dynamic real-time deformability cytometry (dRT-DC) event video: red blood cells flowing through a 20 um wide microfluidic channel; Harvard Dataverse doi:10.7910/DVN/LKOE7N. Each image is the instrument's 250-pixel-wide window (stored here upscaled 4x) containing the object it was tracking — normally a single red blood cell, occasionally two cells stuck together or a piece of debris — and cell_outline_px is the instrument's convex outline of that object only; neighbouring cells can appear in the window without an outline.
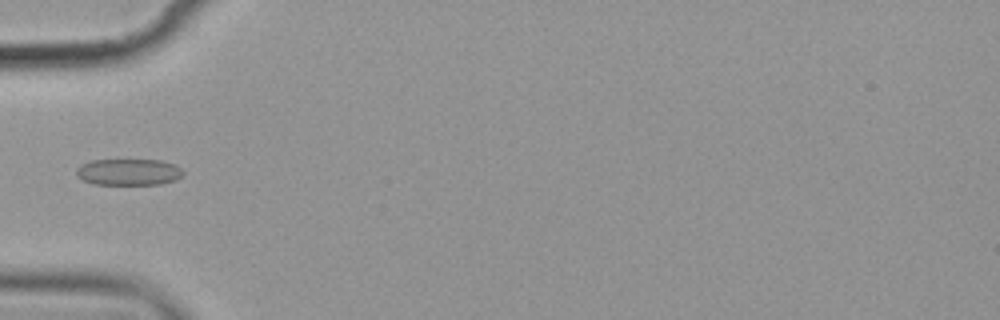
{"species": "common noctule bat (a hibernating species)", "species_latin": "Nyctalus noctula", "temperature_condition": "cold", "stored_images_in_passage": 3, "camera_frame_rate_fps": 3000, "um_per_image_px": 0.085, "animal": {"sex": "female", "body_mass_g": 19.9}, "frame": {"image": 1, "passage_image": 3, "time_ms": 2.333, "image_size_px": [1000, 320], "cell_outline_px": [[184, 172], [176, 180], [160, 184], [92, 184], [76, 176], [76, 168], [92, 160], [160, 160], [176, 164]], "centroid_in_image_um": [10.94, 14.62], "position_along_channel_um": 74.1, "area_um2": 16.42}}